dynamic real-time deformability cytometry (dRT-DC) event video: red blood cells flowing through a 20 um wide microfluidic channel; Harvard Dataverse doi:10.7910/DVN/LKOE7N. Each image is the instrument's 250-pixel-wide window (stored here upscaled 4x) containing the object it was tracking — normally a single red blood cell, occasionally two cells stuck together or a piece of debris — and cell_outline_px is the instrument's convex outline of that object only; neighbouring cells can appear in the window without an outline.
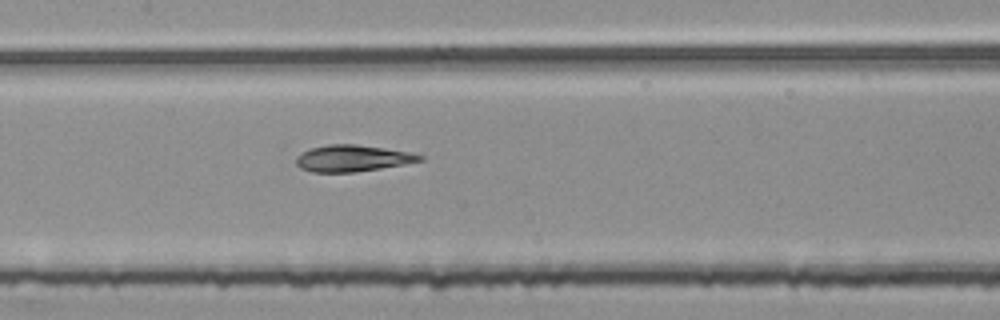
{"species": "common noctule bat (a hibernating species)", "species_latin": "Nyctalus noctula", "temperature_condition": "room temperature", "stored_images_in_passage": 50, "segment_of_instrument_passage": [2, 2], "camera_frame_rate_fps": 3000, "um_per_image_px": 0.085, "animal": {"sex": "female", "body_mass_g": 25.1}, "frame": {"image": 1, "passage_image": 21, "time_ms": 6.667, "image_size_px": [1000, 320], "cell_outline_px": [[424, 160], [404, 164], [380, 168], [352, 172], [312, 172], [300, 168], [296, 164], [296, 156], [312, 148], [328, 144], [356, 144], [412, 152], [424, 156]], "centroid_in_image_um": [29.98, 13.45], "position_along_channel_um": 177.4, "area_um2": 19.02}}
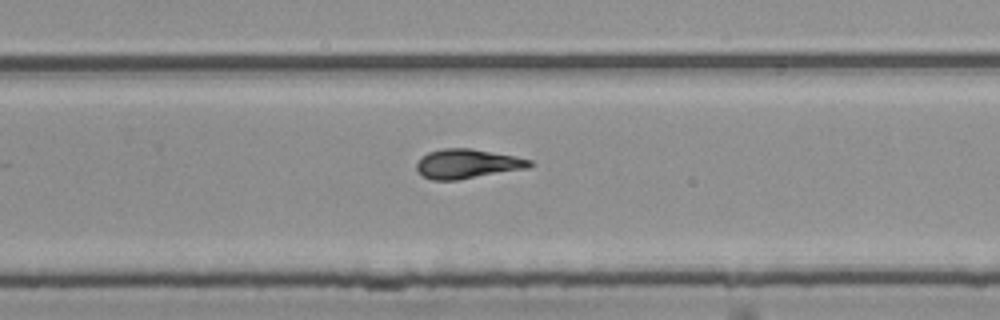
{"frame": {"image": 2, "passage_image": 30, "time_ms": 9.667, "image_size_px": [1000, 320], "cell_outline_px": [[532, 164], [528, 168], [456, 180], [432, 180], [424, 176], [416, 168], [416, 164], [428, 152], [444, 148], [472, 148], [516, 156], [532, 160]], "centroid_in_image_um": [39.74, 13.91], "position_along_channel_um": 290.1, "area_um2": 19.19}}
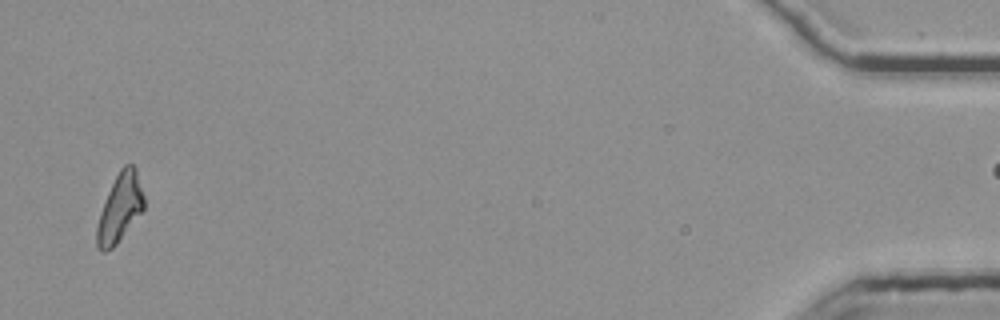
{"frame": {"image": 3, "passage_image": 48, "time_ms": 15.667, "image_size_px": [1000, 320], "cell_outline_px": [[144, 208], [116, 244], [112, 248], [104, 252], [100, 252], [96, 248], [96, 228], [100, 212], [108, 192], [120, 168], [124, 164], [132, 164], [136, 168], [144, 196]], "centroid_in_image_um": [10.17, 17.68], "position_along_channel_um": 425.0, "area_um2": 18.55}}